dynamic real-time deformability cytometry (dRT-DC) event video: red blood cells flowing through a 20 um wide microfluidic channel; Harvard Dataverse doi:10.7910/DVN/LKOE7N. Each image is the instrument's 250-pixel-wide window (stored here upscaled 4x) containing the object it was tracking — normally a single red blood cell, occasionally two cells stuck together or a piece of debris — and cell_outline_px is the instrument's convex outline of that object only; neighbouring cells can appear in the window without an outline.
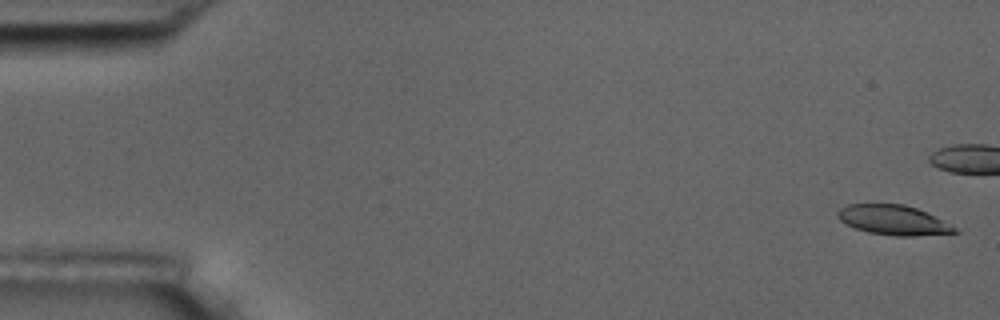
{"species": "common noctule bat (a hibernating species)", "species_latin": "Nyctalus noctula", "temperature_condition": "room temperature", "stored_images_in_passage": 10, "camera_frame_rate_fps": 3000, "um_per_image_px": 0.085, "animal": {"sex": "male", "body_mass_g": 17.5, "forearm_length_mm": 52.3}, "frame": {"image": 1, "passage_image": 1, "time_ms": 0.0, "image_size_px": [1000, 320], "cell_outline_px": [[960, 232], [912, 236], [896, 236], [868, 232], [856, 228], [840, 220], [836, 216], [836, 212], [840, 208], [848, 204], [904, 204], [916, 208], [956, 228]], "centroid_in_image_um": [75.88, 18.7], "position_along_channel_um": 9.1, "area_um2": 19.88}}
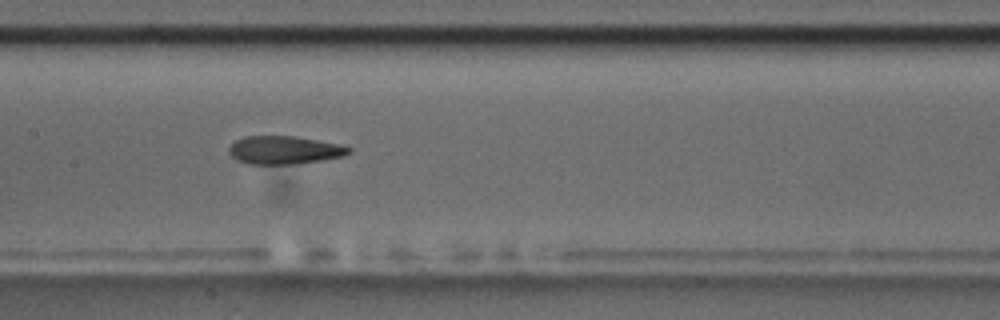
{"frame": {"image": 2, "passage_image": 9, "time_ms": 10.0, "image_size_px": [1000, 320], "cell_outline_px": [[352, 152], [344, 156], [296, 164], [248, 164], [236, 160], [228, 152], [228, 148], [236, 140], [244, 136], [296, 136], [340, 144], [352, 148]], "centroid_in_image_um": [24.17, 12.75], "position_along_channel_um": 183.2, "area_um2": 19.77}}
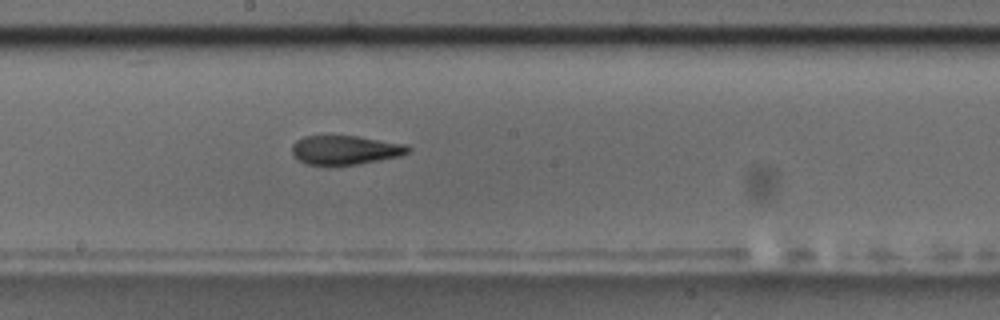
{"frame": {"image": 3, "passage_image": 10, "time_ms": 11.0, "image_size_px": [1000, 320], "cell_outline_px": [[412, 148], [408, 152], [400, 156], [380, 160], [332, 168], [328, 168], [308, 164], [296, 160], [292, 156], [292, 144], [296, 140], [304, 136], [356, 136], [408, 144]], "centroid_in_image_um": [29.3, 12.79], "position_along_channel_um": 218.9, "area_um2": 20.4}}